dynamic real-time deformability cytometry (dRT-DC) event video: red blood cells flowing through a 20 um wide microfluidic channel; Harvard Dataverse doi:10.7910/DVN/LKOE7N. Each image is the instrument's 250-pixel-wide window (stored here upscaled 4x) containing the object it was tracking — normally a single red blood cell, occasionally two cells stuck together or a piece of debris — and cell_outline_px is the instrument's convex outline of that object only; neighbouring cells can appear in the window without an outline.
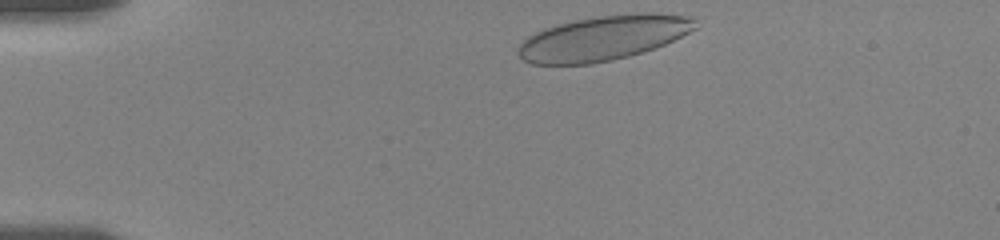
{"species": "human", "species_latin": "Homo sapiens", "temperature_condition": "room temperature", "stored_images_in_passage": 7, "camera_frame_rate_fps": 3000, "um_per_image_px": 0.085, "donor": {"sex": "female"}, "frame": {"image": 1, "passage_image": 1, "time_ms": 0.0, "image_size_px": [1000, 240], "cell_outline_px": [[700, 28], [656, 48], [628, 56], [612, 60], [592, 64], [532, 64], [524, 60], [516, 52], [520, 44], [528, 36], [544, 28], [576, 20], [596, 16], [644, 12], [652, 12], [696, 16]], "centroid_in_image_um": [51.38, 3.21], "position_along_channel_um": 33.6, "area_um2": 46.64}}
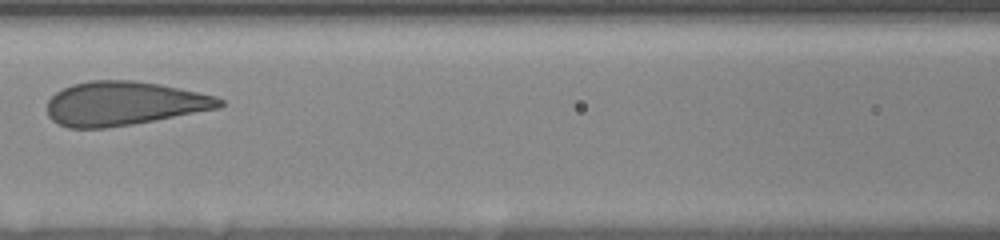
{"frame": {"image": 2, "passage_image": 5, "time_ms": 5.0, "image_size_px": [1000, 240], "cell_outline_px": [[224, 104], [216, 108], [132, 124], [104, 128], [68, 128], [52, 120], [48, 116], [48, 100], [56, 92], [72, 84], [88, 80], [132, 80], [160, 84], [216, 96], [224, 100]], "centroid_in_image_um": [10.49, 8.78], "position_along_channel_um": 156.1, "area_um2": 43.75}}
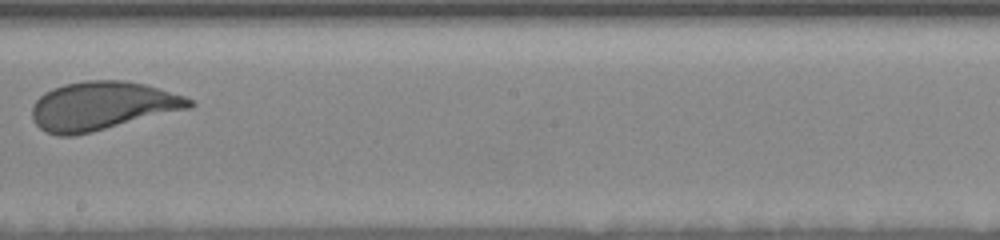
{"frame": {"image": 3, "passage_image": 7, "time_ms": 7.333, "image_size_px": [1000, 240], "cell_outline_px": [[196, 104], [192, 108], [92, 132], [72, 136], [60, 136], [48, 132], [40, 128], [36, 124], [32, 116], [32, 108], [36, 100], [44, 92], [52, 88], [64, 84], [84, 80], [124, 80], [144, 84], [184, 96], [192, 100]], "centroid_in_image_um": [8.69, 9.0], "position_along_channel_um": 239.5, "area_um2": 44.51}}